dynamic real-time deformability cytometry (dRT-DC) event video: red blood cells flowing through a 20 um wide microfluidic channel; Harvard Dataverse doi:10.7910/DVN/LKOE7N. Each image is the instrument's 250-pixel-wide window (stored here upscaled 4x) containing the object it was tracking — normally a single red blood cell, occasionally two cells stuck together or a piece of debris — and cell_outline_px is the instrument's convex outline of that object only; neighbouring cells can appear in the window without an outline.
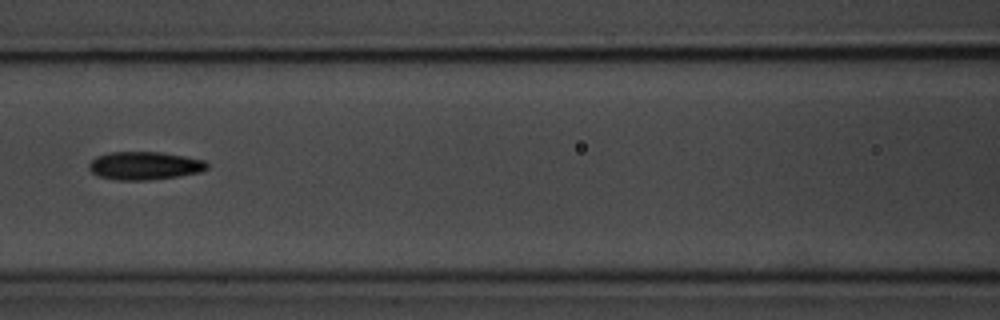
{"species": "common noctule bat (a hibernating species)", "species_latin": "Nyctalus noctula", "temperature_condition": "room temperature", "stored_images_in_passage": 7, "camera_frame_rate_fps": 3000, "um_per_image_px": 0.085, "animal": {"sex": "male", "body_mass_g": 20.1, "forearm_length_mm": 53.5}, "frame": {"image": 1, "passage_image": 3, "time_ms": 2.333, "image_size_px": [1000, 320], "cell_outline_px": [[208, 168], [200, 172], [180, 176], [148, 180], [116, 180], [96, 176], [88, 168], [88, 164], [96, 156], [108, 152], [160, 152], [184, 156], [204, 160], [208, 164]], "centroid_in_image_um": [12.26, 14.09], "position_along_channel_um": 154.3, "area_um2": 19.48}}
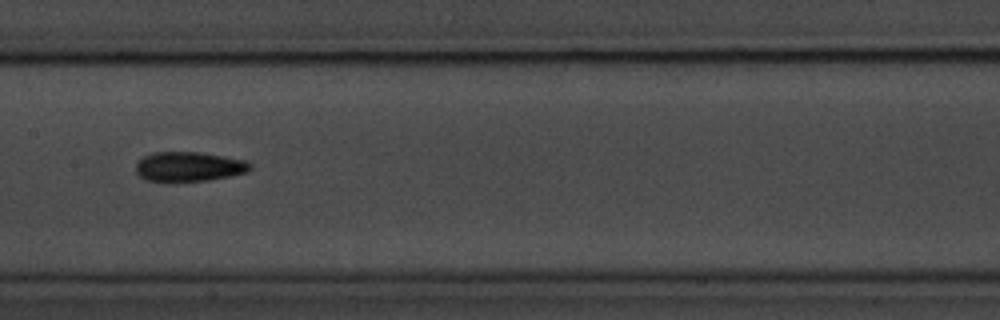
{"frame": {"image": 2, "passage_image": 4, "time_ms": 3.333, "image_size_px": [1000, 320], "cell_outline_px": [[252, 168], [248, 172], [232, 176], [208, 180], [176, 184], [168, 184], [144, 180], [136, 172], [136, 164], [144, 156], [152, 152], [200, 152], [224, 156], [244, 160], [252, 164]], "centroid_in_image_um": [16.03, 14.21], "position_along_channel_um": 191.4, "area_um2": 20.58}}
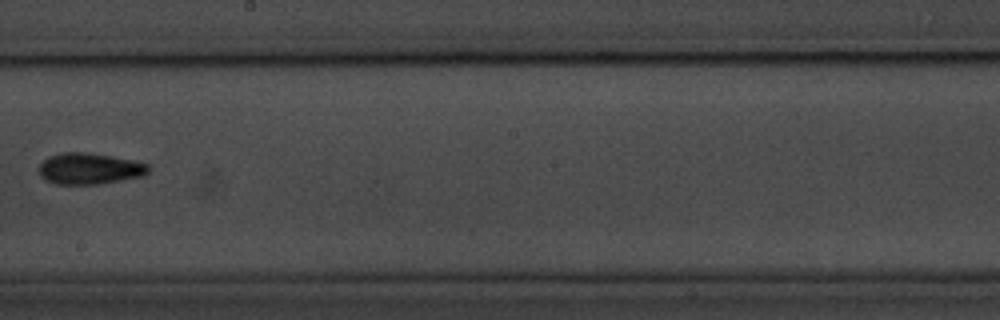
{"frame": {"image": 3, "passage_image": 5, "time_ms": 4.667, "image_size_px": [1000, 320], "cell_outline_px": [[152, 168], [144, 176], [96, 184], [56, 184], [44, 180], [40, 176], [40, 164], [48, 156], [64, 152], [88, 152], [136, 160], [148, 164]], "centroid_in_image_um": [7.64, 14.32], "position_along_channel_um": 240.6, "area_um2": 20.11}}